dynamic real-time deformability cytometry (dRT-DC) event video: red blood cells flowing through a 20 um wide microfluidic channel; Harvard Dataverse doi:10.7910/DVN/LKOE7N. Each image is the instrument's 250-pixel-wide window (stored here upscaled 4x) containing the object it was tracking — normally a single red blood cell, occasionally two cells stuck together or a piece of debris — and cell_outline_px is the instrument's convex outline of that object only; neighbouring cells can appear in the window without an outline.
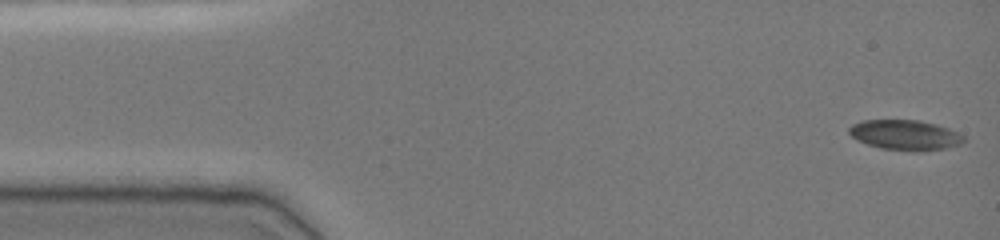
{"species": "common noctule bat (a hibernating species)", "species_latin": "Nyctalus noctula", "temperature_condition": "cold", "stored_images_in_passage": 49, "camera_frame_rate_fps": 3000, "um_per_image_px": 0.085, "animal": {"sex": "female", "body_mass_g": 19.0, "forearm_length_mm": 51.5}, "frame": {"image": 1, "passage_image": 1, "time_ms": 0.0, "image_size_px": [1000, 240], "cell_outline_px": [[968, 140], [960, 144], [944, 148], [916, 152], [912, 152], [880, 148], [856, 140], [848, 132], [848, 128], [852, 124], [864, 120], [916, 120], [936, 124], [948, 128], [964, 136]], "centroid_in_image_um": [76.93, 11.48], "position_along_channel_um": 8.1, "area_um2": 20.23}}
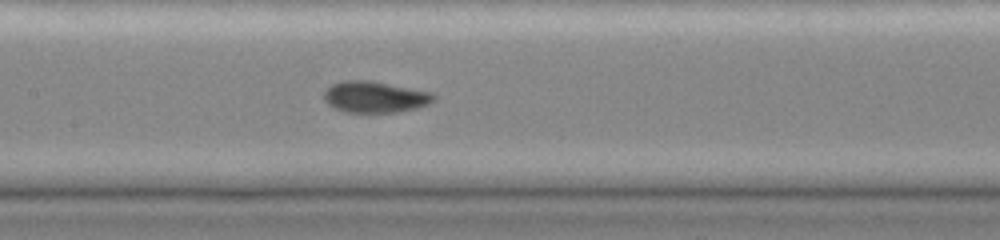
{"frame": {"image": 2, "passage_image": 23, "time_ms": 7.333, "image_size_px": [1000, 240], "cell_outline_px": [[436, 100], [428, 104], [416, 108], [396, 112], [348, 112], [336, 108], [328, 104], [324, 100], [324, 92], [332, 84], [344, 80], [372, 80], [432, 92], [436, 96]], "centroid_in_image_um": [31.9, 8.22], "position_along_channel_um": 175.5, "area_um2": 20.06}}
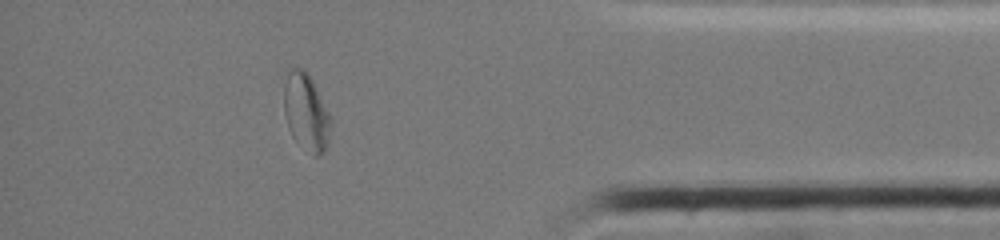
{"frame": {"image": 3, "passage_image": 43, "time_ms": 14.0, "image_size_px": [1000, 240], "cell_outline_px": [[332, 120], [328, 144], [324, 152], [320, 156], [312, 156], [292, 136], [288, 128], [284, 112], [284, 88], [288, 72], [292, 68], [300, 68], [308, 72], [332, 116]], "centroid_in_image_um": [26.05, 9.56], "position_along_channel_um": 409.1, "area_um2": 21.33}, "authors_computed_cell_mechanics": {"area_um2": 19.7098, "velocity_mm_per_s": 3.8157, "shape_relaxation_time_tau1_ms": 5.9024, "shape_relaxation_time_tau2_ms": 2.4717, "deformation_change_tau1": 0.1629, "deformation_change_tau2": 0.0259}}